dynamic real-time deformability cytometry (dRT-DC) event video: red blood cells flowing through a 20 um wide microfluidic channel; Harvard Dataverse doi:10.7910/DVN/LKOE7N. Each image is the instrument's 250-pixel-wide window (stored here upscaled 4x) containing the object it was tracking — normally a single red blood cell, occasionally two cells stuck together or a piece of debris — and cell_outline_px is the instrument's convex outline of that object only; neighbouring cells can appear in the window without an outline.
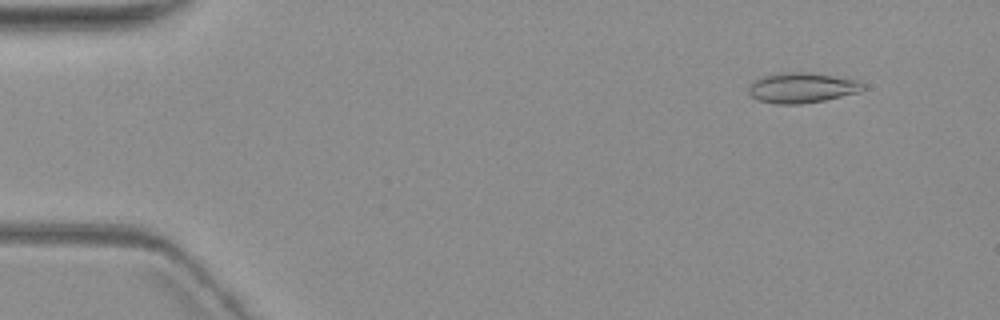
{"species": "common noctule bat (a hibernating species)", "species_latin": "Nyctalus noctula", "temperature_condition": "warm", "stored_images_in_passage": 6, "camera_frame_rate_fps": 3000, "um_per_image_px": 0.085, "animal": {"sex": "female", "body_mass_g": 19.3, "forearm_length_mm": 54.1}, "frame": {"image": 1, "passage_image": 2, "time_ms": 1.333, "image_size_px": [1000, 320], "cell_outline_px": [[864, 88], [856, 92], [824, 100], [800, 104], [776, 104], [760, 100], [752, 96], [748, 92], [748, 88], [756, 80], [764, 76], [776, 72], [808, 72], [856, 80], [864, 84]], "centroid_in_image_um": [68.12, 7.45], "position_along_channel_um": 16.9, "area_um2": 19.77}}